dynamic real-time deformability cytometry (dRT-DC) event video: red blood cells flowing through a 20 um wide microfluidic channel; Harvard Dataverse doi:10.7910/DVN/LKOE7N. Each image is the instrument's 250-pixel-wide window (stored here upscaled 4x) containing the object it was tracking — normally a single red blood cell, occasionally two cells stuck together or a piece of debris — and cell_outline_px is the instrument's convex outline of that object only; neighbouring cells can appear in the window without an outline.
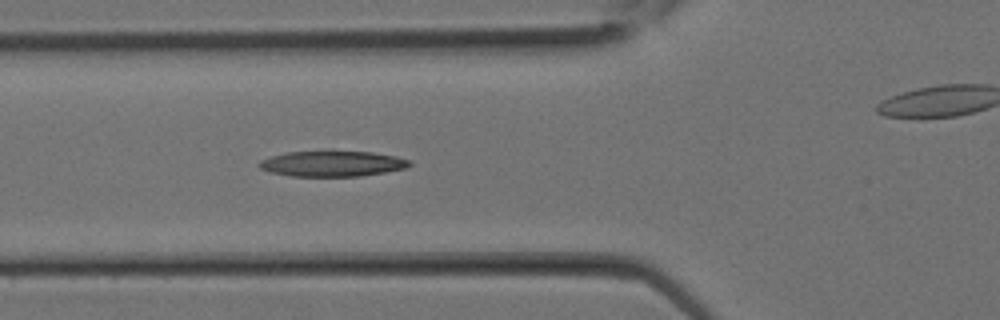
{"species": "Egyptian fruit bat (a non-hibernating species)", "species_latin": "Rousettus aegyptiacus", "temperature_condition": "room temperature", "stored_images_in_passage": 10, "camera_frame_rate_fps": 3000, "um_per_image_px": 0.085, "animal": {"sex": "female"}, "frame": {"image": 1, "passage_image": 9, "time_ms": 2.667, "image_size_px": [1000, 320], "cell_outline_px": [[412, 164], [408, 168], [360, 176], [292, 176], [272, 172], [260, 168], [256, 164], [260, 160], [272, 156], [288, 152], [324, 148], [332, 148], [372, 152], [396, 156], [408, 160]], "centroid_in_image_um": [28.24, 13.86], "position_along_channel_um": 97.6, "area_um2": 23.41}}